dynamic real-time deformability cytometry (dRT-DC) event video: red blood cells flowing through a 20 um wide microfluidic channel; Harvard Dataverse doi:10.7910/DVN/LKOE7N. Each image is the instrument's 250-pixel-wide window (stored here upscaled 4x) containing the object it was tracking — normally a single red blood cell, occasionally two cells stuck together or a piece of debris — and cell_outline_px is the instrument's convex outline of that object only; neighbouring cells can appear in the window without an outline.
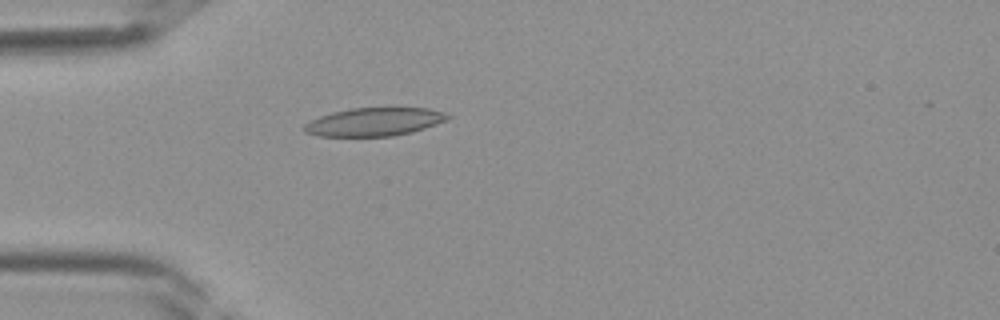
{"species": "Egyptian fruit bat (a non-hibernating species)", "species_latin": "Rousettus aegyptiacus", "temperature_condition": "room temperature", "stored_images_in_passage": 35, "camera_frame_rate_fps": 3000, "um_per_image_px": 0.085, "frame": {"image": 1, "passage_image": 7, "time_ms": 2.0, "image_size_px": [1000, 320], "cell_outline_px": [[452, 116], [448, 120], [412, 132], [392, 136], [320, 136], [304, 132], [304, 124], [320, 116], [332, 112], [352, 108], [392, 104], [428, 108], [444, 112]], "centroid_in_image_um": [31.9, 10.3], "position_along_channel_um": 53.1, "area_um2": 24.62}}
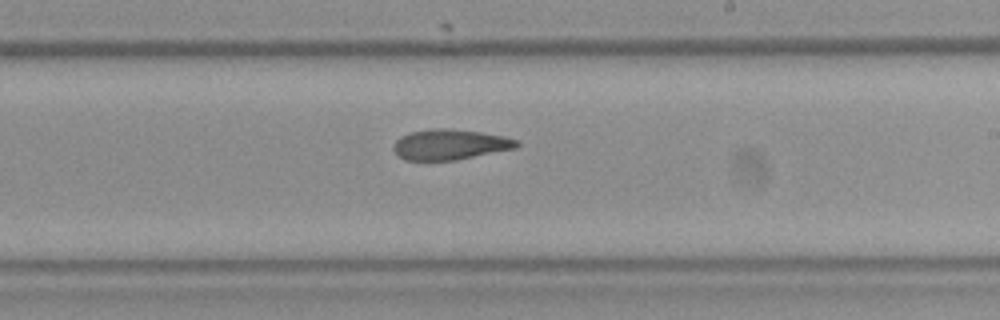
{"frame": {"image": 2, "passage_image": 19, "time_ms": 6.0, "image_size_px": [1000, 320], "cell_outline_px": [[520, 144], [516, 148], [456, 160], [404, 160], [392, 148], [396, 140], [400, 136], [412, 132], [436, 128], [448, 128], [480, 132], [504, 136], [516, 140]], "centroid_in_image_um": [38.25, 12.28], "position_along_channel_um": 250.8, "area_um2": 21.68}}
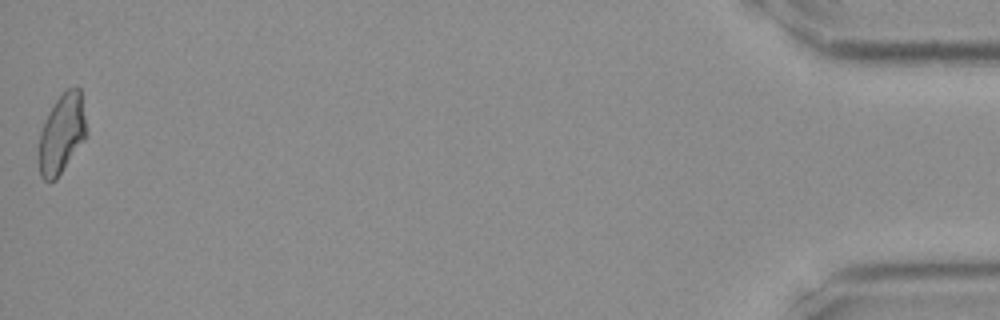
{"frame": {"image": 3, "passage_image": 35, "time_ms": 11.333, "image_size_px": [1000, 320], "cell_outline_px": [[88, 132], [84, 140], [56, 180], [44, 180], [40, 176], [36, 156], [40, 132], [44, 120], [48, 112], [56, 100], [68, 88], [76, 84], [80, 88]], "centroid_in_image_um": [5.22, 11.37], "position_along_channel_um": 430.0, "area_um2": 22.6}}